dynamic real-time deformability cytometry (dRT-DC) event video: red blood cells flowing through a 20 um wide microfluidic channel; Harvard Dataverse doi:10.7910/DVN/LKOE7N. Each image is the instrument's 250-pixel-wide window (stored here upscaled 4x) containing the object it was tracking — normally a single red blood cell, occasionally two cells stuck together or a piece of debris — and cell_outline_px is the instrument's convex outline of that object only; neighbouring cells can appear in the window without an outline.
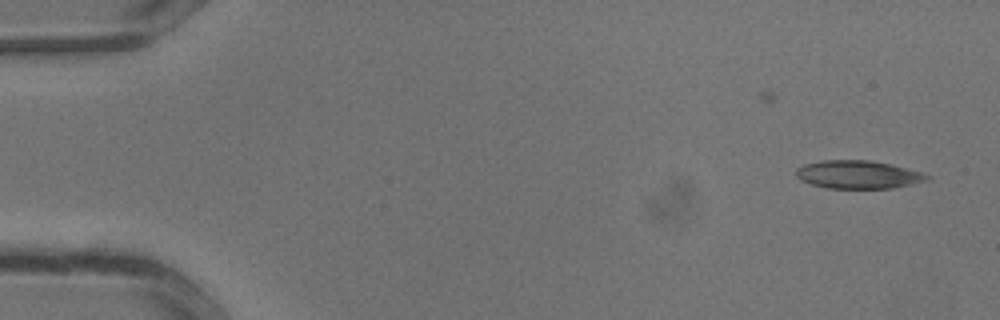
{"species": "common noctule bat (a hibernating species)", "species_latin": "Nyctalus noctula", "temperature_condition": "warm", "stored_images_in_passage": 26, "camera_frame_rate_fps": 3000, "um_per_image_px": 0.085, "animal": {"sex": "male", "body_mass_g": 13.3}, "frame": {"image": 1, "passage_image": 1, "time_ms": 0.0, "image_size_px": [1000, 320], "cell_outline_px": [[932, 180], [892, 188], [824, 188], [800, 180], [796, 176], [796, 168], [804, 164], [824, 160], [872, 160], [924, 172], [932, 176]], "centroid_in_image_um": [72.99, 14.84], "position_along_channel_um": 12.0, "area_um2": 21.68}}
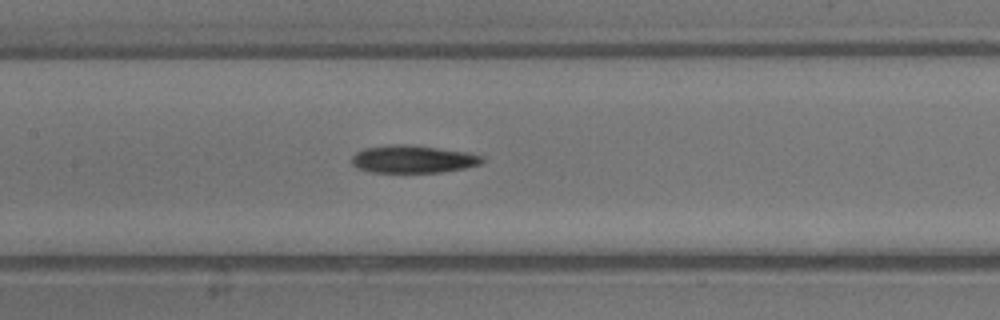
{"frame": {"image": 2, "passage_image": 15, "time_ms": 4.667, "image_size_px": [1000, 320], "cell_outline_px": [[484, 160], [480, 164], [464, 168], [444, 172], [368, 172], [356, 168], [352, 164], [352, 156], [356, 152], [364, 148], [388, 144], [412, 144], [468, 152], [484, 156]], "centroid_in_image_um": [35.09, 13.52], "position_along_channel_um": 172.3, "area_um2": 21.33}}
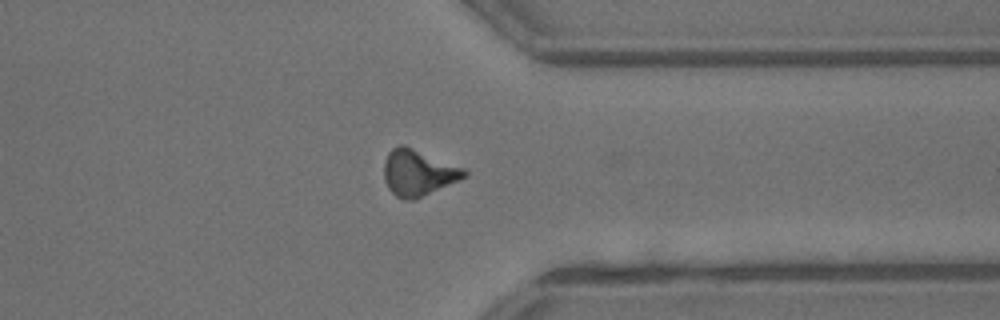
{"frame": {"image": 3, "passage_image": 25, "time_ms": 8.0, "image_size_px": [1000, 320], "cell_outline_px": [[468, 176], [460, 180], [416, 200], [404, 200], [396, 196], [388, 188], [384, 180], [384, 160], [388, 152], [392, 148], [400, 144], [404, 144], [464, 168], [468, 172]], "centroid_in_image_um": [35.54, 14.69], "position_along_channel_um": 375.9, "area_um2": 21.91}}